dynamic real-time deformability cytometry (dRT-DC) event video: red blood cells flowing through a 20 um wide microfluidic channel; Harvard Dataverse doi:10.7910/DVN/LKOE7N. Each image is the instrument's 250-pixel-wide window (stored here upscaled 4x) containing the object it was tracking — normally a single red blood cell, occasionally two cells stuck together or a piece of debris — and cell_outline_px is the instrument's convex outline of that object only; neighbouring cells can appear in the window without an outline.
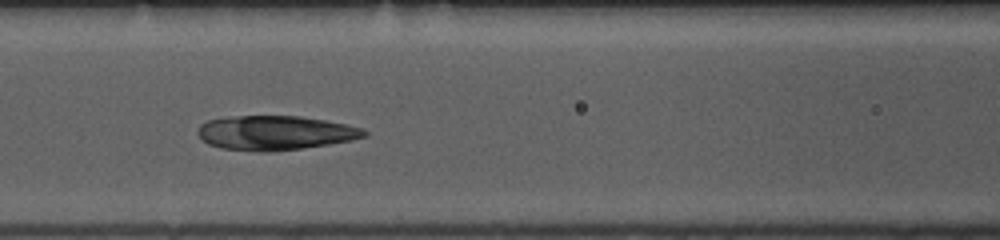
{"species": "common noctule bat (a hibernating species)", "species_latin": "Nyctalus noctula", "temperature_condition": "room temperature", "stored_images_in_passage": 49, "camera_frame_rate_fps": 3000, "um_per_image_px": 0.085, "animal": {"sex": "female", "body_mass_g": 10.0, "forearm_length_mm": 53.1}, "frame": {"image": 1, "passage_image": 18, "time_ms": 5.667, "image_size_px": [1000, 240], "cell_outline_px": [[368, 136], [352, 140], [328, 144], [300, 148], [264, 152], [260, 152], [220, 148], [208, 144], [196, 132], [200, 124], [208, 120], [236, 116], [300, 116], [324, 120], [344, 124], [360, 128], [368, 132]], "centroid_in_image_um": [23.37, 11.29], "position_along_channel_um": 143.2, "area_um2": 33.06}}
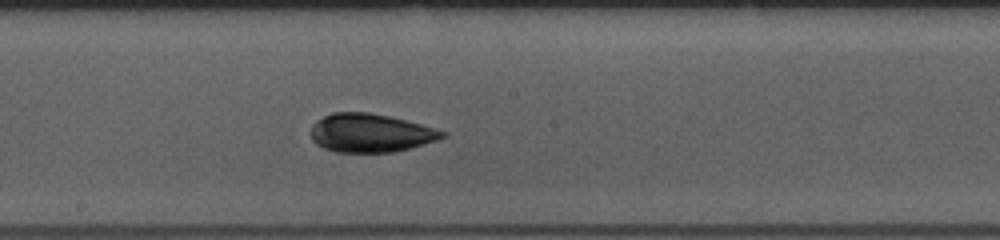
{"frame": {"image": 2, "passage_image": 24, "time_ms": 7.667, "image_size_px": [1000, 240], "cell_outline_px": [[448, 136], [436, 140], [408, 148], [392, 152], [336, 152], [324, 148], [316, 144], [312, 140], [312, 124], [316, 120], [332, 112], [368, 112], [388, 116], [420, 124], [448, 132]], "centroid_in_image_um": [31.47, 11.3], "position_along_channel_um": 216.7, "area_um2": 29.3}}
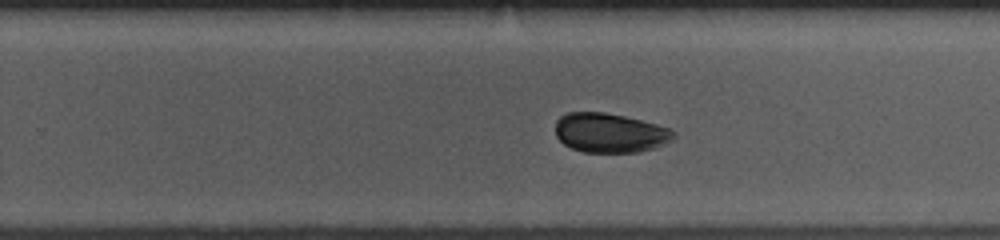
{"frame": {"image": 3, "passage_image": 29, "time_ms": 9.333, "image_size_px": [1000, 240], "cell_outline_px": [[676, 136], [672, 140], [656, 148], [640, 152], [584, 152], [572, 148], [564, 144], [556, 136], [556, 120], [560, 116], [568, 112], [604, 112], [624, 116], [656, 124], [668, 128], [676, 132]], "centroid_in_image_um": [51.85, 11.29], "position_along_channel_um": 277.9, "area_um2": 27.22}}